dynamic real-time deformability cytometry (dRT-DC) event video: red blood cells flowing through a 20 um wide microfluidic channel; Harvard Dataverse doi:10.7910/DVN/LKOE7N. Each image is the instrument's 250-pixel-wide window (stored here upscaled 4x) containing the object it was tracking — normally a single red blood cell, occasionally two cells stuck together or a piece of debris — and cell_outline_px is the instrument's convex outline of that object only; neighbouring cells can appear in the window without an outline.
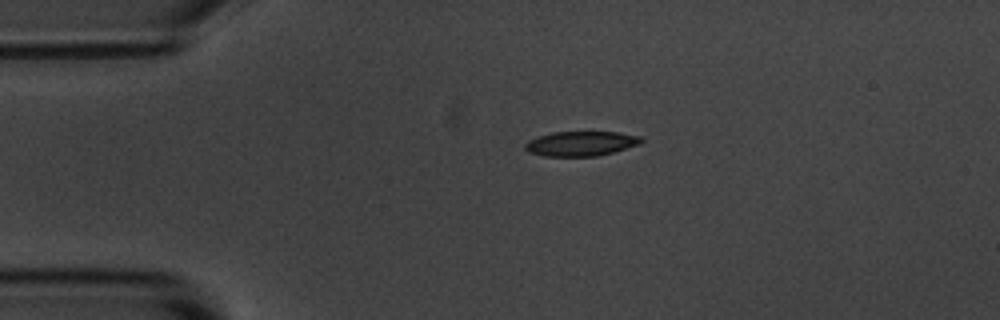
{"species": "common noctule bat (a hibernating species)", "species_latin": "Nyctalus noctula", "temperature_condition": "room temperature", "stored_images_in_passage": 2, "camera_frame_rate_fps": 3000, "um_per_image_px": 0.085, "animal": {"sex": "male", "body_mass_g": 20.1, "forearm_length_mm": 53.5}, "frame": {"image": 1, "passage_image": 1, "time_ms": 0.0, "image_size_px": [1000, 320], "cell_outline_px": [[644, 140], [640, 144], [612, 152], [596, 156], [544, 156], [528, 152], [524, 148], [524, 144], [528, 140], [536, 136], [552, 132], [616, 132], [640, 136]], "centroid_in_image_um": [49.33, 12.2], "position_along_channel_um": 35.7, "area_um2": 16.76}}